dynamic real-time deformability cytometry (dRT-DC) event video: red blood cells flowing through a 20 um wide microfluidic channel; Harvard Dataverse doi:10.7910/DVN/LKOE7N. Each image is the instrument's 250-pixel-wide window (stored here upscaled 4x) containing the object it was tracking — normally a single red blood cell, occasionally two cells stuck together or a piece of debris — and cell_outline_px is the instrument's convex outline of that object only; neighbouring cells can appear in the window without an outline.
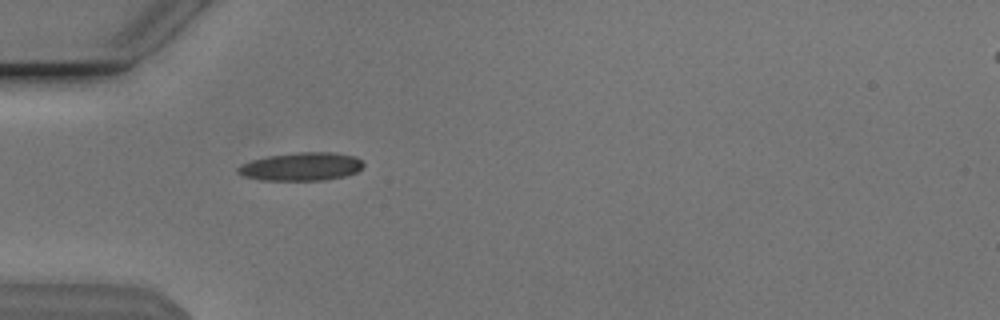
{"species": "Egyptian fruit bat (a non-hibernating species)", "species_latin": "Rousettus aegyptiacus", "temperature_condition": "cold", "stored_images_in_passage": 38, "camera_frame_rate_fps": 3000, "um_per_image_px": 0.085, "animal": {"sex": "male"}, "frame": {"image": 1, "passage_image": 1, "time_ms": 0.0, "image_size_px": [1000, 320], "cell_outline_px": [[364, 164], [356, 172], [344, 176], [324, 180], [264, 180], [244, 176], [236, 172], [236, 168], [240, 164], [252, 160], [268, 156], [296, 152], [332, 152], [356, 156]], "centroid_in_image_um": [25.59, 14.15], "position_along_channel_um": 59.4, "area_um2": 20.58}}
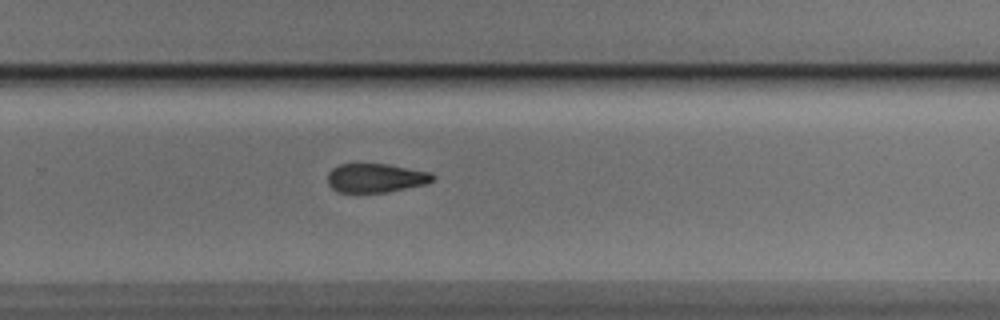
{"frame": {"image": 2, "passage_image": 20, "time_ms": 6.333, "image_size_px": [1000, 320], "cell_outline_px": [[436, 180], [424, 184], [388, 192], [336, 192], [328, 184], [328, 172], [332, 168], [340, 164], [388, 164], [432, 172], [436, 176]], "centroid_in_image_um": [31.96, 15.12], "position_along_channel_um": 297.8, "area_um2": 17.86}}
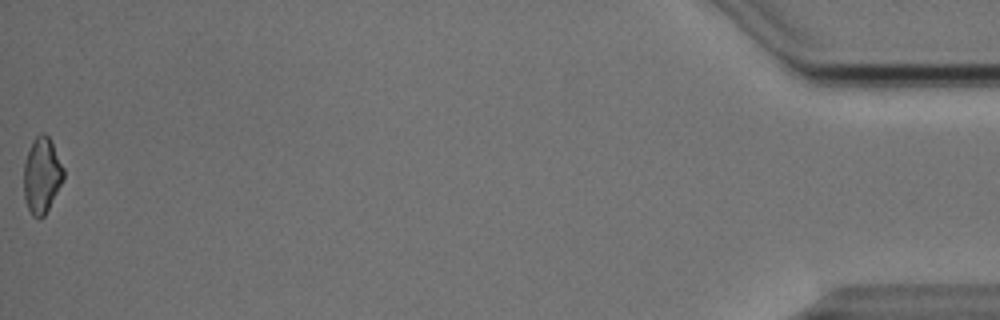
{"frame": {"image": 3, "passage_image": 38, "time_ms": 12.333, "image_size_px": [1000, 320], "cell_outline_px": [[64, 176], [44, 216], [40, 220], [32, 216], [28, 208], [24, 196], [24, 160], [32, 140], [40, 132], [44, 132], [52, 140], [64, 168]], "centroid_in_image_um": [3.54, 14.86], "position_along_channel_um": 431.7, "area_um2": 17.63}, "authors_computed_cell_mechanics": {"area_um2": 18.5538, "velocity_mm_per_s": 3.8454, "shape_relaxation_time_tau1_ms": null, "shape_relaxation_time_tau2_ms": 7.4397, "deformation_change_tau1": null, "deformation_change_tau2": 0.1726}}